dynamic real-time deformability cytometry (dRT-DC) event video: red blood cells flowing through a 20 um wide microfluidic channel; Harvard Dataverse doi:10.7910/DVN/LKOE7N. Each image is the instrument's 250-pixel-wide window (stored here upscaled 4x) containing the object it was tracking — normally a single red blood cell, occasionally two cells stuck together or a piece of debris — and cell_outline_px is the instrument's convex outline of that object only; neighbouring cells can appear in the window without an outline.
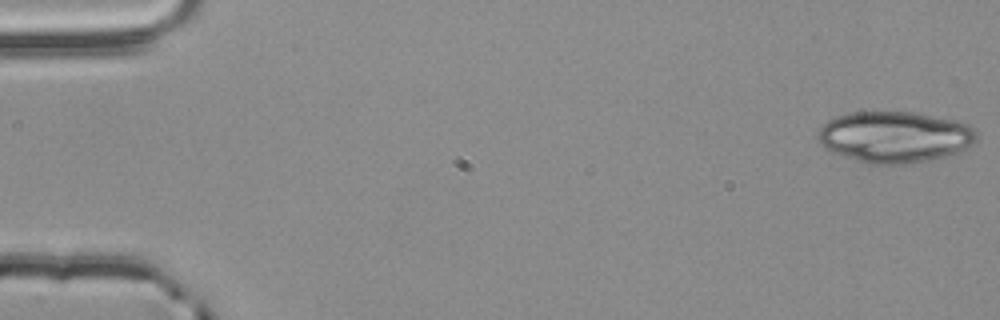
{"species": "common noctule bat (a hibernating species)", "species_latin": "Nyctalus noctula", "temperature_condition": "room temperature", "stored_images_in_passage": 53, "segment_of_instrument_passage": [1, 2], "camera_frame_rate_fps": 3000, "um_per_image_px": 0.085, "animal": {"sex": "male", "body_mass_g": 20.4}, "frame": {"image": 1, "passage_image": 1, "time_ms": 0.0, "image_size_px": [1000, 320], "cell_outline_px": [[972, 140], [968, 144], [952, 152], [920, 160], [864, 160], [840, 152], [824, 144], [820, 140], [820, 128], [824, 124], [840, 116], [852, 112], [908, 112], [944, 120], [960, 124], [972, 128]], "centroid_in_image_um": [75.96, 11.55], "position_along_channel_um": 9.0, "area_um2": 42.37}}